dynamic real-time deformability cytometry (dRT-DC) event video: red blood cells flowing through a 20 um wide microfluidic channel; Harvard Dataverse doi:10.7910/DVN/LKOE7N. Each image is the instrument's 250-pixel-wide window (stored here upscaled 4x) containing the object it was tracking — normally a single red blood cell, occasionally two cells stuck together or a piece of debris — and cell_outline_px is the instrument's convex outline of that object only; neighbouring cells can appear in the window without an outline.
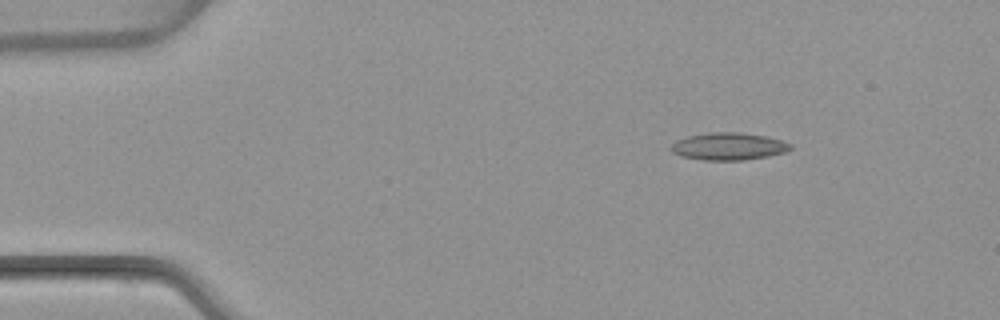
{"species": "common noctule bat (a hibernating species)", "species_latin": "Nyctalus noctula", "temperature_condition": "warm", "stored_images_in_passage": 3, "camera_frame_rate_fps": 3000, "um_per_image_px": 0.085, "animal": {"sex": "female", "body_mass_g": 22.7, "forearm_length_mm": 54.2}, "frame": {"image": 1, "passage_image": 1, "time_ms": 0.0, "image_size_px": [1000, 320], "cell_outline_px": [[792, 148], [788, 152], [768, 156], [744, 160], [704, 160], [680, 156], [672, 152], [672, 144], [676, 140], [688, 136], [708, 132], [740, 132], [768, 136], [792, 144]], "centroid_in_image_um": [61.96, 12.44], "position_along_channel_um": 23.0, "area_um2": 19.19}}